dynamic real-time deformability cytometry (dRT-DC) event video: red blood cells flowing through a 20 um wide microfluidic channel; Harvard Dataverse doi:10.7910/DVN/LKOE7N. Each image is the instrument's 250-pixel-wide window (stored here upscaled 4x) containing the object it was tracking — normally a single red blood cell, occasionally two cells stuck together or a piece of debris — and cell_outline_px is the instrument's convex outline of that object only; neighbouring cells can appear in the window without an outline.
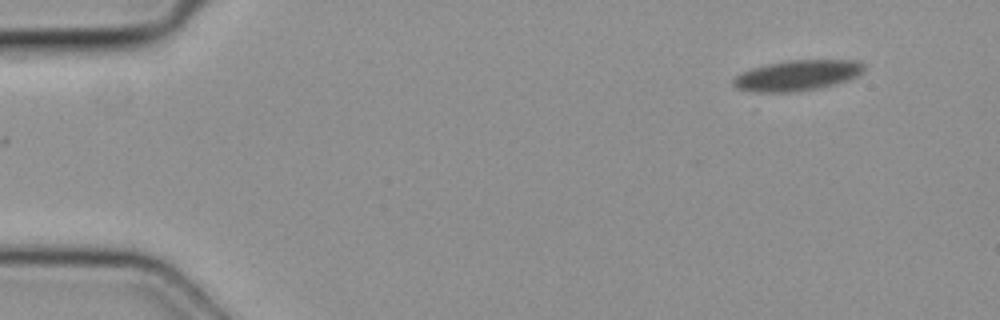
{"species": "common noctule bat (a hibernating species)", "species_latin": "Nyctalus noctula", "temperature_condition": "cold", "stored_images_in_passage": 5, "segment_of_instrument_passage": [1, 2], "camera_frame_rate_fps": 3000, "um_per_image_px": 0.085, "animal": {"sex": "female", "body_mass_g": 19.3, "forearm_length_mm": 54.1}, "frame": {"image": 1, "passage_image": 1, "time_ms": 0.0, "image_size_px": [1000, 320], "cell_outline_px": [[864, 72], [860, 76], [848, 80], [816, 88], [788, 92], [756, 92], [736, 88], [732, 84], [732, 80], [740, 72], [764, 64], [788, 60], [856, 60], [864, 64]], "centroid_in_image_um": [67.76, 6.39], "position_along_channel_um": 17.2, "area_um2": 23.29}}